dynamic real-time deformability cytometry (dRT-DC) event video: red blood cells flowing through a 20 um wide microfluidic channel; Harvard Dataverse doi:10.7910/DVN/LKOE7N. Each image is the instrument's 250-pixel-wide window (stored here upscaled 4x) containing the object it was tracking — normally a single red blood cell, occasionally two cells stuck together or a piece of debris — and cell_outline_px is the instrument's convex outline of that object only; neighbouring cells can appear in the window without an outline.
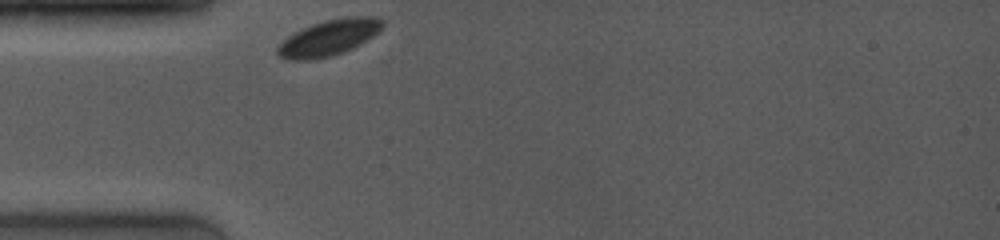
{"species": "common noctule bat (a hibernating species)", "species_latin": "Nyctalus noctula", "temperature_condition": "room temperature", "stored_images_in_passage": 20, "camera_frame_rate_fps": 4000, "um_per_image_px": 0.085, "animal": {"sex": "female", "body_mass_g": 19.0, "forearm_length_mm": 53.3}, "frame": {"image": 1, "passage_image": 1, "time_ms": 0.0, "image_size_px": [1000, 240], "cell_outline_px": [[384, 24], [372, 36], [352, 48], [344, 52], [332, 56], [308, 60], [288, 60], [280, 56], [276, 52], [276, 48], [288, 36], [312, 24], [344, 16], [376, 16], [384, 20]], "centroid_in_image_um": [27.96, 3.2], "position_along_channel_um": 57.0, "area_um2": 21.68}}
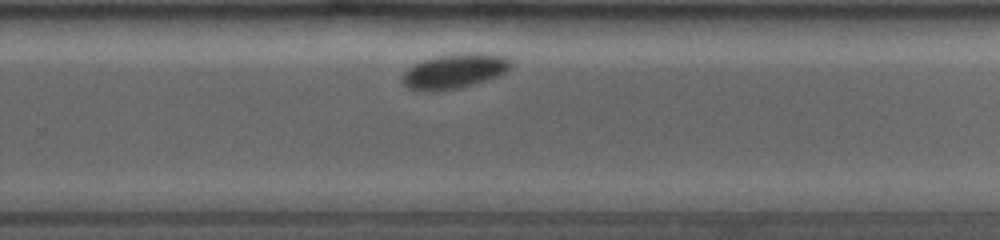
{"frame": {"image": 2, "passage_image": 15, "time_ms": 6.5, "image_size_px": [1000, 240], "cell_outline_px": [[512, 64], [504, 72], [496, 76], [472, 84], [456, 88], [436, 92], [424, 92], [408, 88], [400, 80], [400, 76], [408, 68], [424, 60], [436, 56], [456, 52], [480, 52], [508, 56], [512, 60]], "centroid_in_image_um": [38.6, 6.03], "position_along_channel_um": 291.2, "area_um2": 22.25}}
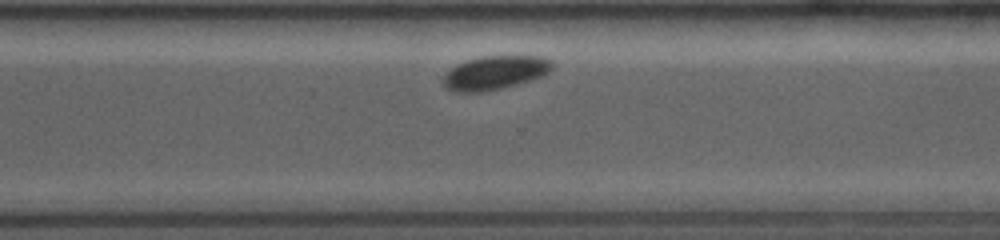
{"frame": {"image": 3, "passage_image": 17, "time_ms": 7.5, "image_size_px": [1000, 240], "cell_outline_px": [[556, 64], [548, 72], [540, 76], [516, 84], [484, 92], [452, 92], [440, 80], [456, 64], [480, 56], [540, 56], [552, 60]], "centroid_in_image_um": [42.06, 6.17], "position_along_channel_um": 328.5, "area_um2": 21.33}}